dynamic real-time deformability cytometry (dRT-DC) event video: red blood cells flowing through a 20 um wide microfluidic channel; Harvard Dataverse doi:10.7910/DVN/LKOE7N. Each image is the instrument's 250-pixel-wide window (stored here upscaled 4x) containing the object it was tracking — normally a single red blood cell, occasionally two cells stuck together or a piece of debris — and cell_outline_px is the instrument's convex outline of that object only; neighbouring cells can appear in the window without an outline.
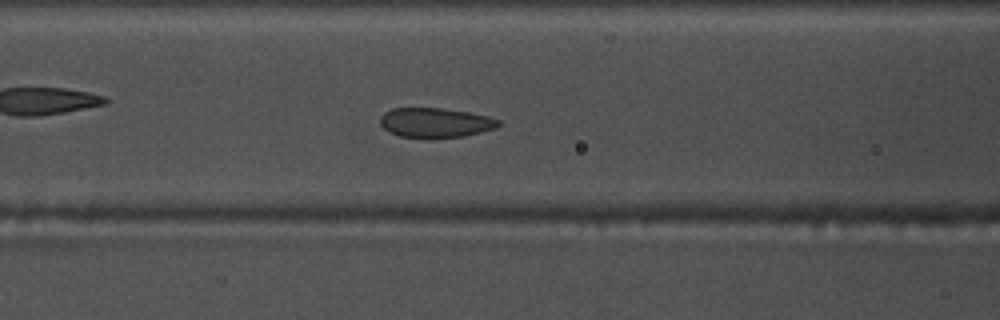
{"species": "common noctule bat (a hibernating species)", "species_latin": "Nyctalus noctula", "temperature_condition": "warm", "stored_images_in_passage": 56, "camera_frame_rate_fps": 3000, "um_per_image_px": 0.085, "animal": {"sex": "male", "body_mass_g": 17.5, "forearm_length_mm": 52.3}, "frame": {"image": 1, "passage_image": 23, "time_ms": 7.333, "image_size_px": [1000, 320], "cell_outline_px": [[500, 124], [496, 128], [464, 136], [428, 140], [400, 136], [388, 132], [380, 124], [380, 116], [384, 112], [392, 108], [440, 108], [468, 112], [488, 116], [500, 120]], "centroid_in_image_um": [36.97, 10.45], "position_along_channel_um": 129.6, "area_um2": 20.92}}
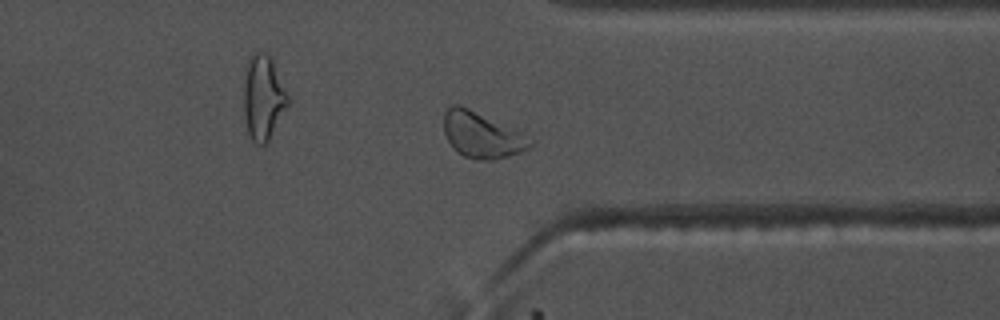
{"frame": {"image": 2, "passage_image": 43, "time_ms": 14.0, "image_size_px": [1000, 320], "cell_outline_px": [[536, 140], [528, 148], [520, 152], [508, 156], [492, 160], [476, 160], [464, 156], [456, 152], [452, 148], [444, 132], [444, 112], [452, 104], [460, 104], [532, 136]], "centroid_in_image_um": [40.98, 11.47], "position_along_channel_um": 370.4, "area_um2": 23.47}}
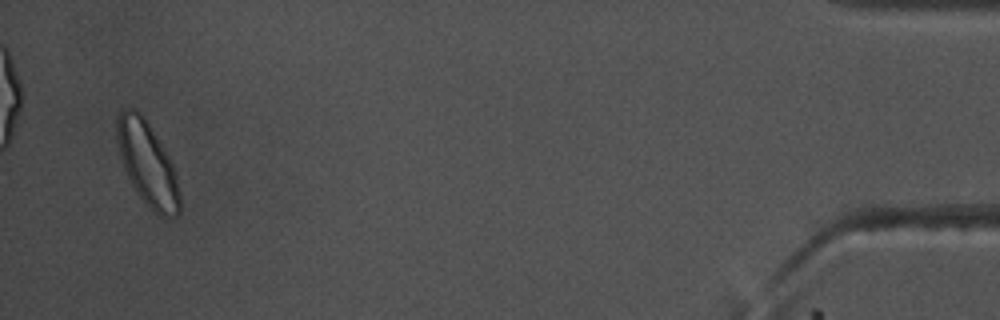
{"frame": {"image": 3, "passage_image": 54, "time_ms": 17.667, "image_size_px": [1000, 320], "cell_outline_px": [[180, 212], [176, 216], [160, 216], [148, 208], [144, 204], [136, 192], [124, 168], [120, 156], [116, 140], [116, 116], [124, 108], [132, 108], [140, 112], [144, 116], [164, 148], [172, 164], [176, 176], [180, 196]], "centroid_in_image_um": [12.51, 13.91], "position_along_channel_um": 422.7, "area_um2": 30.75}, "authors_computed_cell_mechanics": {"area_um2": 22.4553, "velocity_mm_per_s": 3.6359, "shape_relaxation_time_tau1_ms": 3.7363, "shape_relaxation_time_tau2_ms": 1.0467, "deformation_change_tau1": 0.0596, "deformation_change_tau2": 0.0507}}